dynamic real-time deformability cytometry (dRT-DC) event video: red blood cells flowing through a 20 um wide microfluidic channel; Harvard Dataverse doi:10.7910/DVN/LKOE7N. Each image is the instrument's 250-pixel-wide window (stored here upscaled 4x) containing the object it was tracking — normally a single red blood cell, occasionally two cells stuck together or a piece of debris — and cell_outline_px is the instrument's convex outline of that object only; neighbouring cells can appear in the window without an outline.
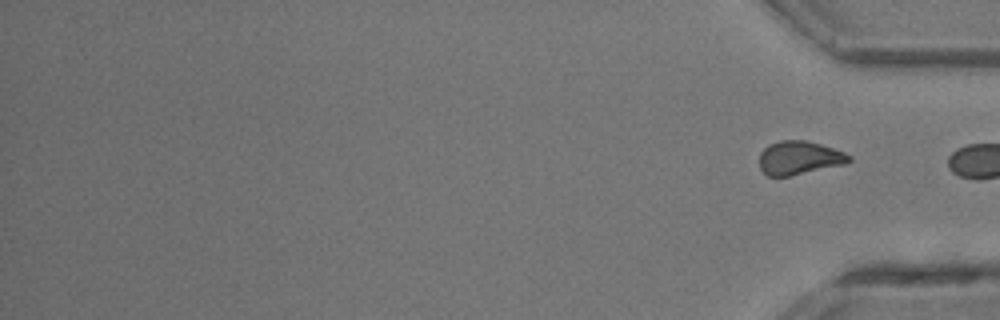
{"species": "common noctule bat (a hibernating species)", "species_latin": "Nyctalus noctula", "temperature_condition": "room temperature", "stored_images_in_passage": 35, "segment_of_instrument_passage": [2, 2], "camera_frame_rate_fps": 3000, "um_per_image_px": 0.085, "animal": {"sex": "male", "body_mass_g": 13.3}, "frame": {"image": 1, "passage_image": 35, "time_ms": 11.333, "image_size_px": [1000, 320], "cell_outline_px": [[852, 160], [848, 164], [788, 176], [768, 176], [760, 168], [760, 152], [768, 144], [780, 140], [804, 140], [820, 144], [844, 152], [852, 156]], "centroid_in_image_um": [67.96, 13.41], "position_along_channel_um": 367.2, "area_um2": 17.63}}